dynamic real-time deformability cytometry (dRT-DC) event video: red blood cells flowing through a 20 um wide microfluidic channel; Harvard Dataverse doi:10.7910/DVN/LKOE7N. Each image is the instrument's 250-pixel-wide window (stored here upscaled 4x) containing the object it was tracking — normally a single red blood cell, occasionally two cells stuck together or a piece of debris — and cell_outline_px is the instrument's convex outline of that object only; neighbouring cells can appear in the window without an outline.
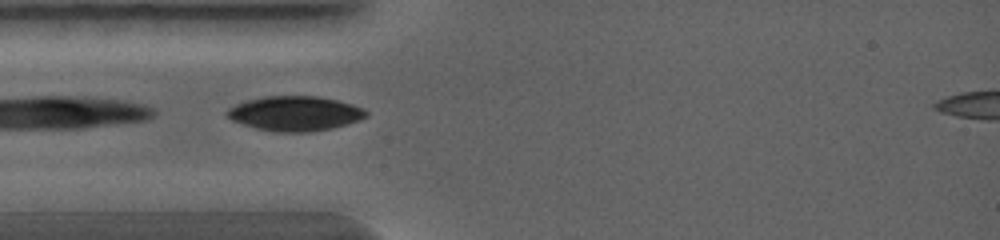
{"species": "common noctule bat (a hibernating species)", "species_latin": "Nyctalus noctula", "temperature_condition": "warm", "stored_images_in_passage": 4, "camera_frame_rate_fps": 5000, "um_per_image_px": 0.085, "animal": {"sex": "female", "body_mass_g": 19.0, "forearm_length_mm": 56.7}, "frame": {"image": 1, "passage_image": 1, "time_ms": 0.0, "image_size_px": [1000, 240], "cell_outline_px": [[368, 116], [360, 120], [332, 128], [308, 132], [276, 132], [256, 128], [232, 120], [224, 116], [224, 112], [228, 108], [236, 104], [248, 100], [264, 96], [316, 96], [336, 100], [352, 104], [364, 108], [368, 112]], "centroid_in_image_um": [25.06, 9.64], "position_along_channel_um": 59.9, "area_um2": 28.21}}
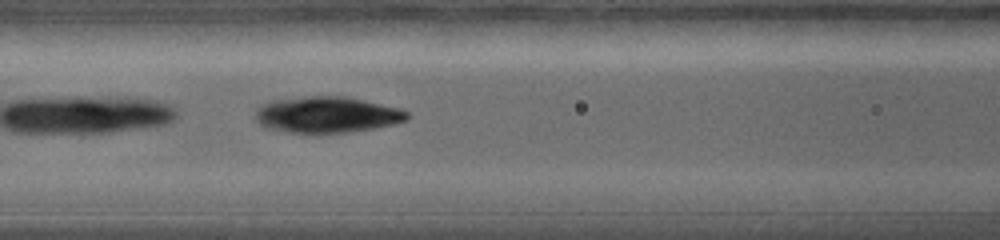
{"frame": {"image": 2, "passage_image": 3, "time_ms": 1.2, "image_size_px": [1000, 240], "cell_outline_px": [[408, 120], [376, 128], [348, 132], [288, 132], [264, 128], [256, 120], [256, 108], [272, 100], [308, 96], [344, 96], [400, 108], [408, 112]], "centroid_in_image_um": [27.78, 9.74], "position_along_channel_um": 138.8, "area_um2": 31.79}}